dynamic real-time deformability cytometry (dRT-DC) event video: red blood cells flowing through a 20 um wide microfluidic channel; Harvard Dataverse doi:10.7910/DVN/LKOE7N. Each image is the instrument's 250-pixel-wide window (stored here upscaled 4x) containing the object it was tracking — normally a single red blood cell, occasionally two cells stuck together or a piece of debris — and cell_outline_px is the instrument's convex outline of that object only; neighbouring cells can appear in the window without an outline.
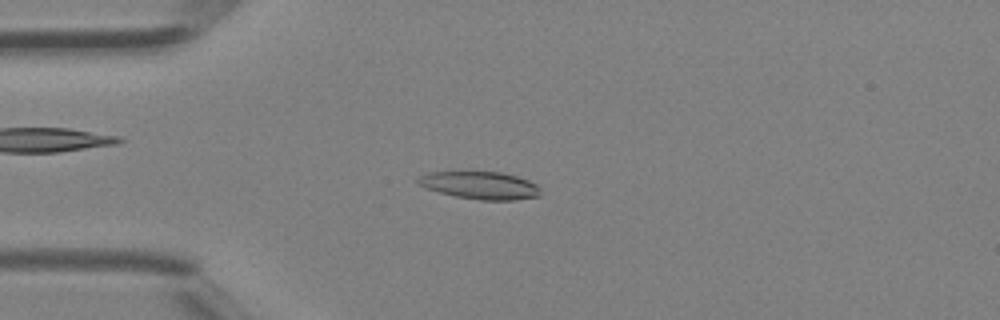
{"species": "Egyptian fruit bat (a non-hibernating species)", "species_latin": "Rousettus aegyptiacus", "temperature_condition": "room temperature", "stored_images_in_passage": 40, "camera_frame_rate_fps": 3000, "um_per_image_px": 0.085, "animal": {"sex": "female"}, "frame": {"image": 1, "passage_image": 10, "time_ms": 3.0, "image_size_px": [1000, 320], "cell_outline_px": [[540, 196], [516, 200], [480, 200], [456, 196], [440, 192], [416, 184], [416, 180], [420, 176], [428, 172], [500, 172], [516, 176], [528, 180], [536, 184], [540, 188]], "centroid_in_image_um": [40.82, 15.76], "position_along_channel_um": 44.2, "area_um2": 19.59}}
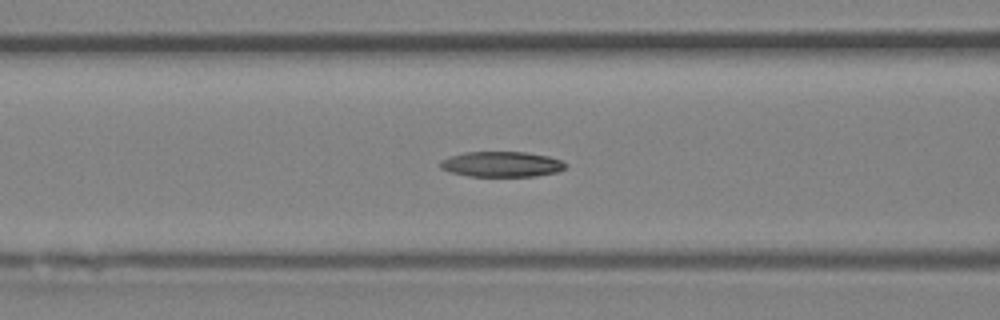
{"frame": {"image": 2, "passage_image": 16, "time_ms": 5.0, "image_size_px": [1000, 320], "cell_outline_px": [[568, 164], [564, 168], [556, 172], [536, 176], [468, 176], [452, 172], [440, 168], [440, 164], [444, 160], [452, 156], [464, 152], [524, 152], [548, 156], [560, 160]], "centroid_in_image_um": [42.67, 13.96], "position_along_channel_um": 123.9, "area_um2": 18.26}}
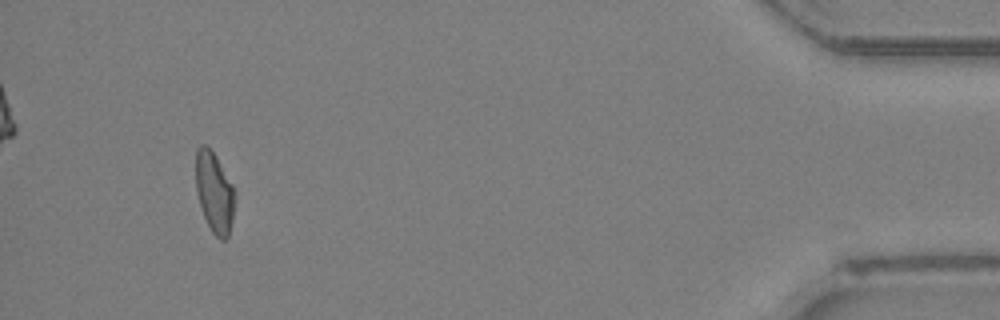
{"frame": {"image": 3, "passage_image": 38, "time_ms": 12.333, "image_size_px": [1000, 320], "cell_outline_px": [[232, 220], [228, 240], [220, 240], [212, 232], [204, 216], [200, 204], [196, 188], [196, 148], [200, 144], [204, 144], [216, 156], [232, 184]], "centroid_in_image_um": [18.19, 16.35], "position_along_channel_um": 417.0, "area_um2": 17.8}}